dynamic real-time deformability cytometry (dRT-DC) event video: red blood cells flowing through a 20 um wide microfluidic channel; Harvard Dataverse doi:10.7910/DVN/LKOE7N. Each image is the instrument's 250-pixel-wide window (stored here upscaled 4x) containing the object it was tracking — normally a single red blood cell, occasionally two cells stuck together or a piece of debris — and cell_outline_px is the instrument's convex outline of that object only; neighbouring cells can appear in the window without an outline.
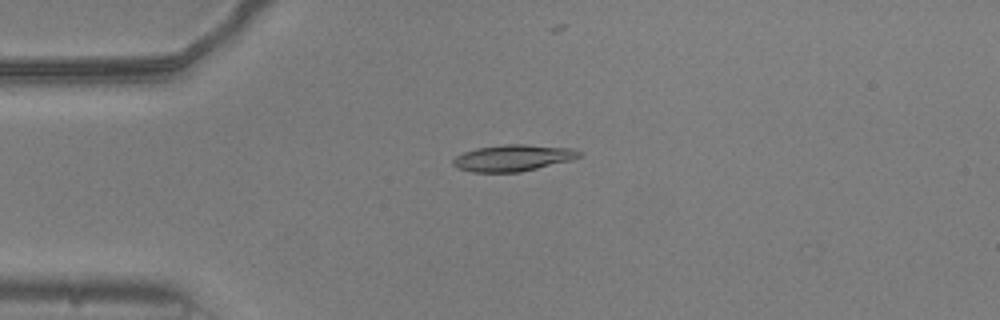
{"species": "common noctule bat (a hibernating species)", "species_latin": "Nyctalus noctula", "temperature_condition": "warm", "stored_images_in_passage": 38, "camera_frame_rate_fps": 3000, "um_per_image_px": 0.085, "animal": {"sex": "male", "body_mass_g": 20.5, "forearm_length_mm": 52.5}, "frame": {"image": 1, "passage_image": 2, "time_ms": 0.333, "image_size_px": [1000, 320], "cell_outline_px": [[584, 152], [580, 156], [572, 160], [520, 172], [472, 172], [456, 168], [452, 164], [452, 160], [456, 156], [464, 152], [476, 148], [504, 144], [524, 144], [572, 148]], "centroid_in_image_um": [43.6, 13.42], "position_along_channel_um": 41.4, "area_um2": 19.59}}
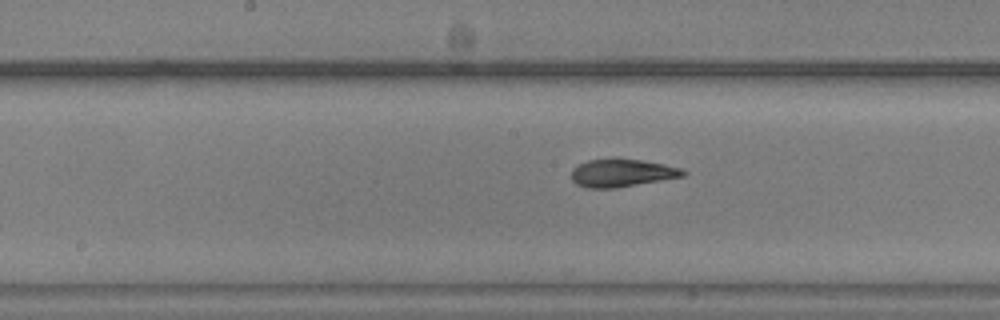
{"frame": {"image": 2, "passage_image": 16, "time_ms": 5.0, "image_size_px": [1000, 320], "cell_outline_px": [[688, 172], [684, 176], [616, 188], [584, 188], [576, 184], [572, 180], [572, 168], [588, 160], [612, 156], [616, 156], [664, 164], [684, 168]], "centroid_in_image_um": [52.86, 14.67], "position_along_channel_um": 195.3, "area_um2": 18.67}}
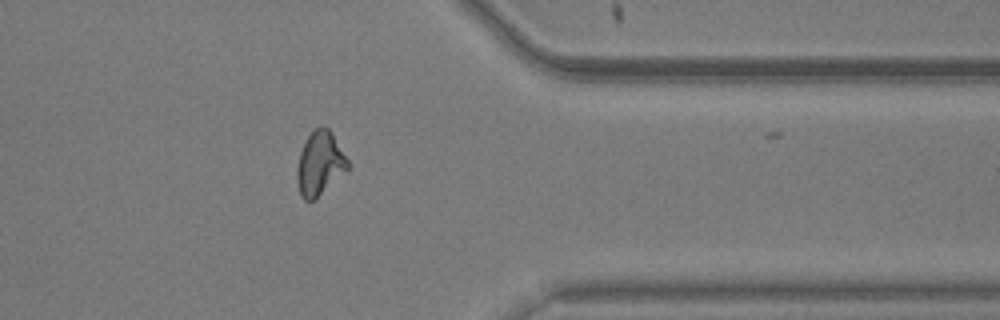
{"frame": {"image": 3, "passage_image": 32, "time_ms": 10.333, "image_size_px": [1000, 320], "cell_outline_px": [[348, 168], [312, 200], [304, 200], [300, 196], [296, 180], [296, 168], [300, 152], [308, 136], [316, 128], [324, 124], [332, 132], [348, 160]], "centroid_in_image_um": [27.15, 13.86], "position_along_channel_um": 384.3, "area_um2": 18.44}}